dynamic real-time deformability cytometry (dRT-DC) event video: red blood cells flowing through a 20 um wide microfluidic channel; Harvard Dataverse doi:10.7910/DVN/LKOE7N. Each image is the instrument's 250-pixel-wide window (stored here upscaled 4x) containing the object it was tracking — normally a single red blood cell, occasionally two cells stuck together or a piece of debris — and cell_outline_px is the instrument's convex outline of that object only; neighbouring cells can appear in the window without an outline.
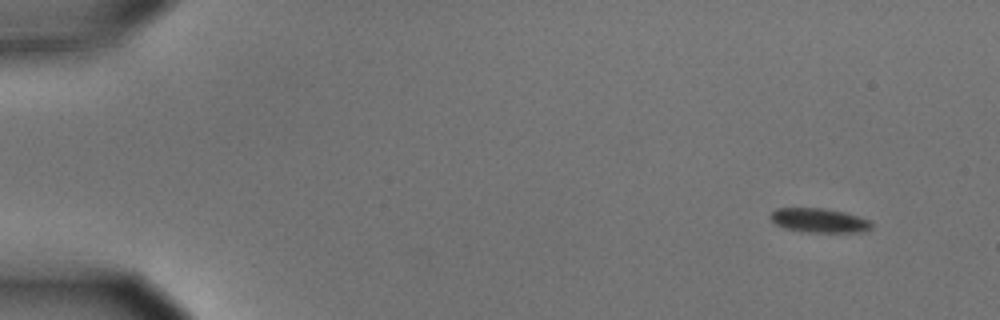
{"species": "common noctule bat (a hibernating species)", "species_latin": "Nyctalus noctula", "temperature_condition": "cold", "stored_images_in_passage": 9, "camera_frame_rate_fps": 3000, "um_per_image_px": 0.085, "animal": {"sex": "male", "body_mass_g": 15.6}, "frame": {"image": 1, "passage_image": 1, "time_ms": 0.0, "image_size_px": [1000, 320], "cell_outline_px": [[872, 228], [860, 232], [808, 232], [784, 228], [776, 224], [768, 216], [776, 208], [824, 208], [844, 212], [860, 216], [872, 220]], "centroid_in_image_um": [69.65, 18.73], "position_along_channel_um": 15.3, "area_um2": 14.39}}
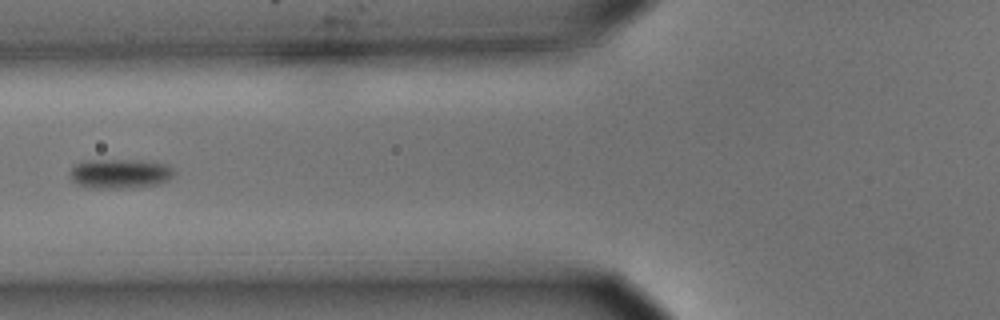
{"frame": {"image": 2, "passage_image": 6, "time_ms": 1.667, "image_size_px": [1000, 320], "cell_outline_px": [[176, 172], [168, 180], [156, 184], [132, 188], [88, 188], [76, 184], [72, 180], [72, 168], [76, 164], [84, 160], [140, 160], [168, 164]], "centroid_in_image_um": [10.22, 14.76], "position_along_channel_um": 115.6, "area_um2": 17.98}}
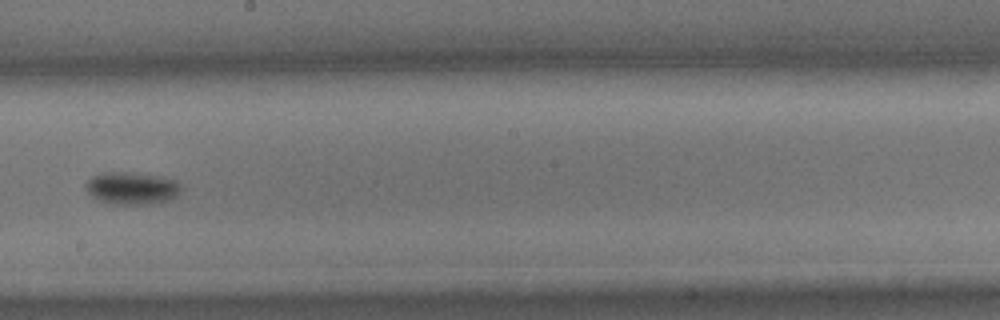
{"frame": {"image": 3, "passage_image": 9, "time_ms": 2.667, "image_size_px": [1000, 320], "cell_outline_px": [[180, 192], [168, 200], [148, 204], [112, 204], [100, 200], [92, 196], [84, 188], [84, 184], [92, 176], [104, 172], [120, 172], [160, 176], [172, 180], [180, 184]], "centroid_in_image_um": [11.15, 16.0], "position_along_channel_um": 237.1, "area_um2": 17.69}}